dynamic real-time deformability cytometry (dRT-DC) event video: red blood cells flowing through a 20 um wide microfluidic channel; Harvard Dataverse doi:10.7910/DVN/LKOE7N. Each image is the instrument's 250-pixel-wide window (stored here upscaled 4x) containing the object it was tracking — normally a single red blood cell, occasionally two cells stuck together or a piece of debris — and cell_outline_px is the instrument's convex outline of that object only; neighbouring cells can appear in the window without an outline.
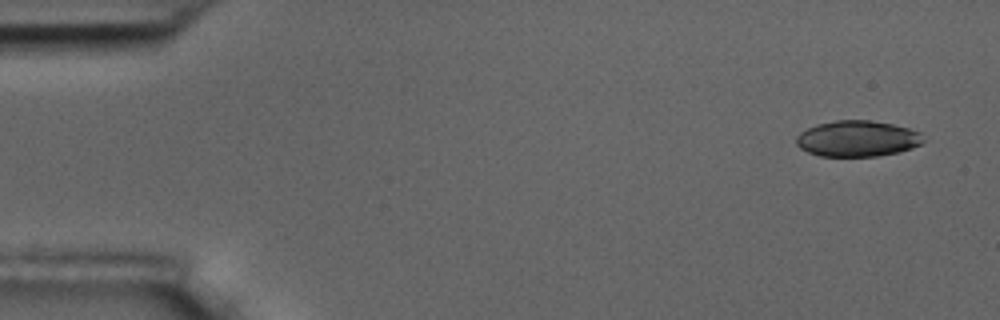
{"species": "common noctule bat (a hibernating species)", "species_latin": "Nyctalus noctula", "temperature_condition": "room temperature", "stored_images_in_passage": 6, "camera_frame_rate_fps": 3000, "um_per_image_px": 0.085, "animal": {"sex": "male", "body_mass_g": 17.5, "forearm_length_mm": 52.3}, "frame": {"image": 1, "passage_image": 1, "time_ms": 0.0, "image_size_px": [1000, 320], "cell_outline_px": [[924, 140], [920, 144], [912, 148], [896, 152], [876, 156], [820, 156], [808, 152], [800, 148], [796, 144], [796, 136], [800, 132], [816, 124], [836, 120], [872, 120], [892, 124], [908, 128], [920, 132]], "centroid_in_image_um": [72.85, 11.77], "position_along_channel_um": 12.1, "area_um2": 26.59}}
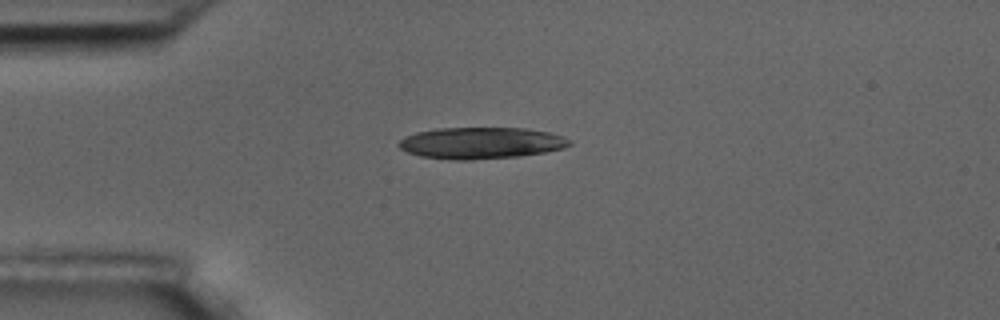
{"frame": {"image": 2, "passage_image": 4, "time_ms": 3.667, "image_size_px": [1000, 320], "cell_outline_px": [[572, 144], [564, 148], [544, 152], [520, 156], [472, 160], [456, 160], [420, 156], [408, 152], [400, 148], [396, 144], [404, 136], [416, 132], [436, 128], [524, 128], [548, 132], [564, 136], [572, 140]], "centroid_in_image_um": [40.89, 12.15], "position_along_channel_um": 44.1, "area_um2": 31.56}}